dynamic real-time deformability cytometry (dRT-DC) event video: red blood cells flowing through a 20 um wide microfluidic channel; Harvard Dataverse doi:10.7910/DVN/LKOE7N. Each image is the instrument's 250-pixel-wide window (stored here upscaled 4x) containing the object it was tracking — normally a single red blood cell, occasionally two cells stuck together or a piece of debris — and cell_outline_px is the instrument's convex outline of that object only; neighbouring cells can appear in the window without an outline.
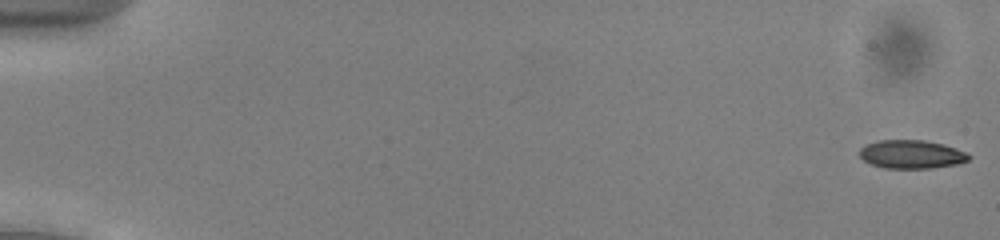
{"species": "common noctule bat (a hibernating species)", "species_latin": "Nyctalus noctula", "temperature_condition": "cold", "stored_images_in_passage": 53, "camera_frame_rate_fps": 3000, "um_per_image_px": 0.085, "animal": {"sex": "male", "body_mass_g": 13.0, "forearm_length_mm": 53.1}, "frame": {"image": 1, "passage_image": 1, "time_ms": 0.0, "image_size_px": [1000, 240], "cell_outline_px": [[972, 156], [968, 160], [956, 164], [932, 168], [884, 168], [872, 164], [864, 160], [860, 156], [860, 148], [868, 144], [880, 140], [924, 140], [944, 144], [968, 152]], "centroid_in_image_um": [77.52, 13.11], "position_along_channel_um": 7.5, "area_um2": 18.09}}
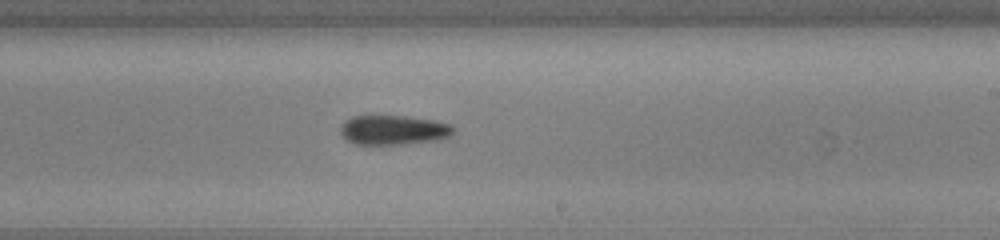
{"frame": {"image": 2, "passage_image": 33, "time_ms": 10.667, "image_size_px": [1000, 240], "cell_outline_px": [[452, 132], [448, 136], [440, 140], [400, 144], [356, 144], [348, 140], [340, 132], [340, 128], [344, 120], [352, 116], [404, 116], [432, 120], [452, 124]], "centroid_in_image_um": [33.42, 11.04], "position_along_channel_um": 255.6, "area_um2": 19.25}}
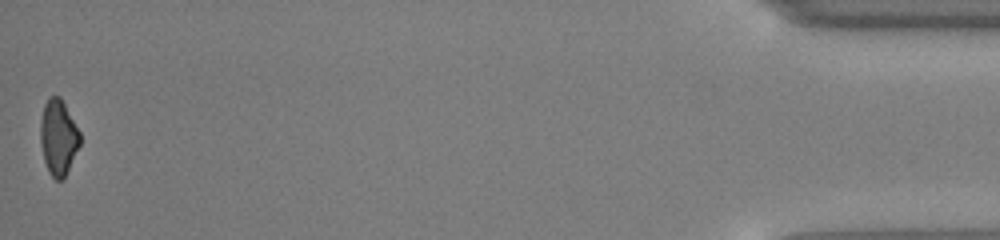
{"frame": {"image": 3, "passage_image": 53, "time_ms": 17.333, "image_size_px": [1000, 240], "cell_outline_px": [[80, 144], [64, 180], [56, 180], [48, 172], [44, 160], [40, 144], [40, 120], [44, 104], [48, 96], [60, 96], [80, 132]], "centroid_in_image_um": [4.94, 11.68], "position_along_channel_um": 430.3, "area_um2": 17.57}, "authors_computed_cell_mechanics": {"area_um2": 18.8428, "velocity_mm_per_s": 3.9535, "shape_relaxation_time_tau1_ms": 9.851, "shape_relaxation_time_tau2_ms": null, "deformation_change_tau1": 0.1339, "deformation_change_tau2": null}}